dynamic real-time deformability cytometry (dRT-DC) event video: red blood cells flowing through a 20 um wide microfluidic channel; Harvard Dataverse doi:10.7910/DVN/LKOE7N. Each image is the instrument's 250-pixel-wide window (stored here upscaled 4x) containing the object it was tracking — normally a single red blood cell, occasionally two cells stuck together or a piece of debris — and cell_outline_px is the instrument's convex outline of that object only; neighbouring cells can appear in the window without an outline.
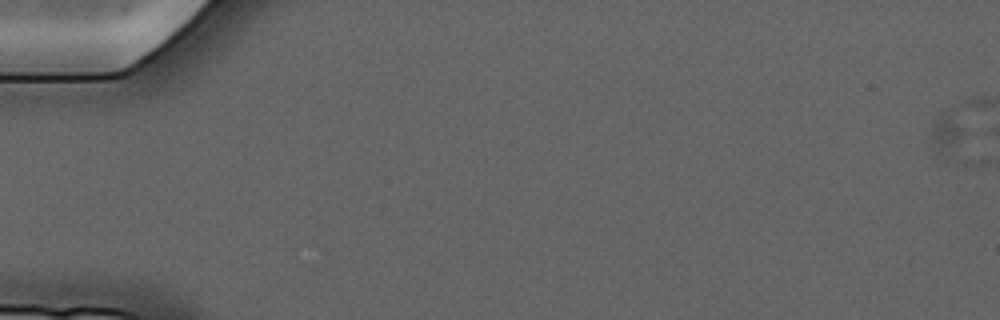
{"species": "common noctule bat (a hibernating species)", "species_latin": "Nyctalus noctula", "temperature_condition": "cold", "stored_images_in_passage": 1, "camera_frame_rate_fps": 3000, "um_per_image_px": 0.085, "animal": {"sex": "male", "forearm_length_mm": 52.5}, "frame": {"image": 1, "passage_image": 1, "time_ms": 0.0, "image_size_px": [1000, 320], "cell_outline_px": [[976, 132], [956, 164], [948, 160], [928, 144], [928, 140], [932, 128], [940, 108], [948, 108]], "centroid_in_image_um": [80.77, 11.5], "position_along_channel_um": 4.2, "area_um2": 11.5}}